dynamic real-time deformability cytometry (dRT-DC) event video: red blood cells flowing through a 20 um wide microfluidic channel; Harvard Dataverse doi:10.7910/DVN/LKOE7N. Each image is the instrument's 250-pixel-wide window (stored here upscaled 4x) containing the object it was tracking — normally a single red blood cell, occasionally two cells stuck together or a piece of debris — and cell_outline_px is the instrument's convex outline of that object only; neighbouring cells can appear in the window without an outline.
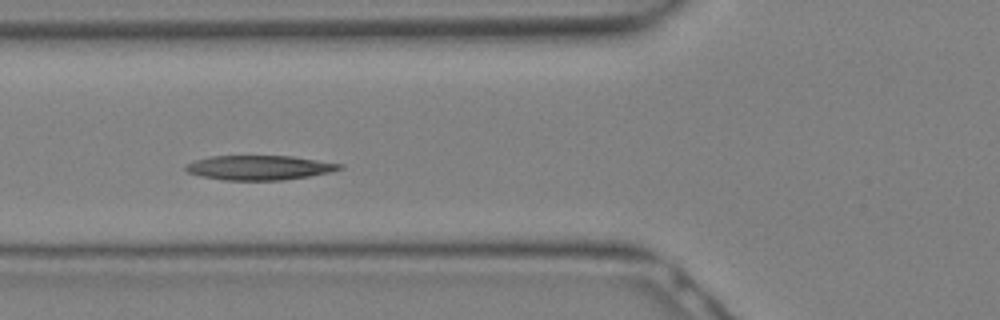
{"species": "Egyptian fruit bat (a non-hibernating species)", "species_latin": "Rousettus aegyptiacus", "temperature_condition": "warm", "stored_images_in_passage": 14, "camera_frame_rate_fps": 3000, "um_per_image_px": 0.085, "animal": {"sex": "female"}, "frame": {"image": 1, "passage_image": 7, "time_ms": 2.0, "image_size_px": [1000, 320], "cell_outline_px": [[344, 168], [328, 172], [308, 176], [280, 180], [224, 180], [200, 176], [188, 172], [184, 168], [188, 164], [196, 160], [208, 156], [292, 156], [344, 164]], "centroid_in_image_um": [22.04, 14.24], "position_along_channel_um": 103.8, "area_um2": 21.85}}
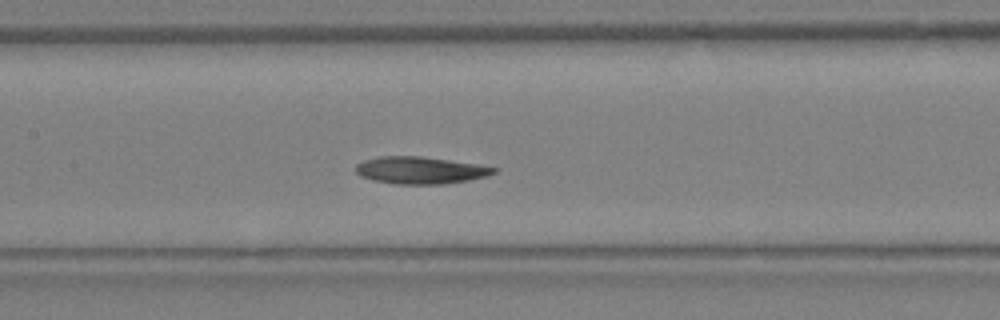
{"frame": {"image": 2, "passage_image": 10, "time_ms": 3.0, "image_size_px": [1000, 320], "cell_outline_px": [[500, 168], [496, 172], [488, 176], [468, 180], [444, 184], [396, 184], [372, 180], [360, 176], [356, 172], [356, 164], [364, 160], [380, 156], [420, 156], [480, 164]], "centroid_in_image_um": [35.76, 14.47], "position_along_channel_um": 171.6, "area_um2": 22.02}}
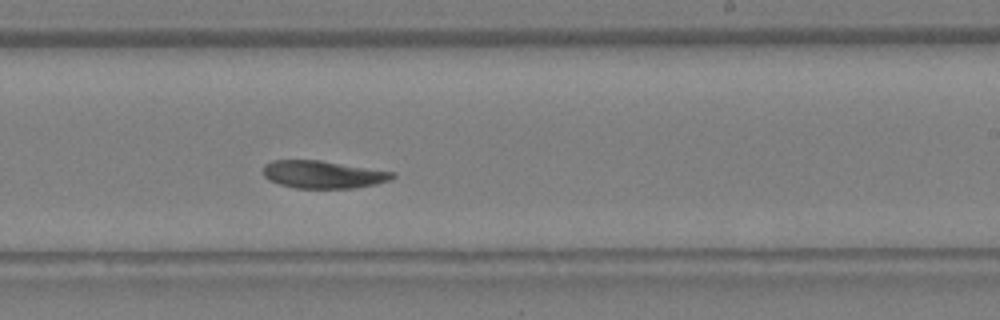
{"frame": {"image": 3, "passage_image": 14, "time_ms": 4.333, "image_size_px": [1000, 320], "cell_outline_px": [[396, 176], [388, 180], [376, 184], [356, 188], [296, 188], [280, 184], [268, 180], [264, 176], [264, 164], [272, 160], [320, 160], [396, 172]], "centroid_in_image_um": [27.47, 14.83], "position_along_channel_um": 261.5, "area_um2": 20.87}}